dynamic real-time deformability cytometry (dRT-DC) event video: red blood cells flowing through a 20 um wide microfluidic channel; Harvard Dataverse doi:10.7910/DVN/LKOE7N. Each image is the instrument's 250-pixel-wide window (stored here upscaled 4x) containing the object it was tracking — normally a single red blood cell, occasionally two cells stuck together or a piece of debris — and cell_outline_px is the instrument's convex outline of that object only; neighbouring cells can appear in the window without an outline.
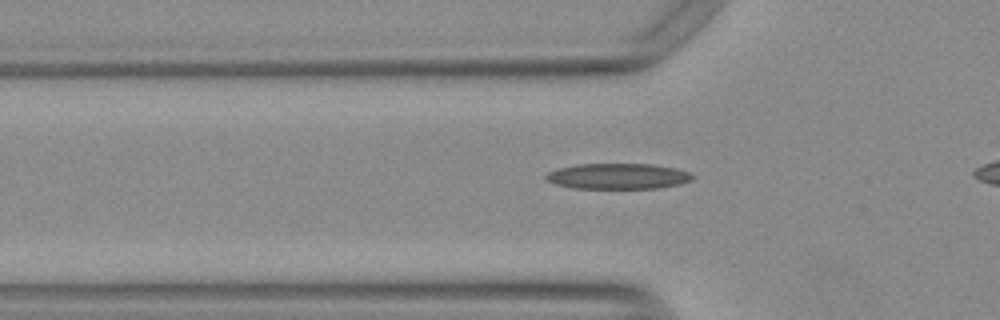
{"species": "Egyptian fruit bat (a non-hibernating species)", "species_latin": "Rousettus aegyptiacus", "temperature_condition": "warm", "stored_images_in_passage": 32, "camera_frame_rate_fps": 3000, "um_per_image_px": 0.085, "animal": {"sex": "female"}, "frame": {"image": 1, "passage_image": 4, "time_ms": 1.0, "image_size_px": [1000, 320], "cell_outline_px": [[692, 180], [680, 184], [656, 188], [572, 188], [556, 184], [548, 180], [544, 176], [548, 172], [560, 168], [576, 164], [652, 164], [676, 168], [692, 172]], "centroid_in_image_um": [52.55, 14.97], "position_along_channel_um": 73.2, "area_um2": 21.85}}
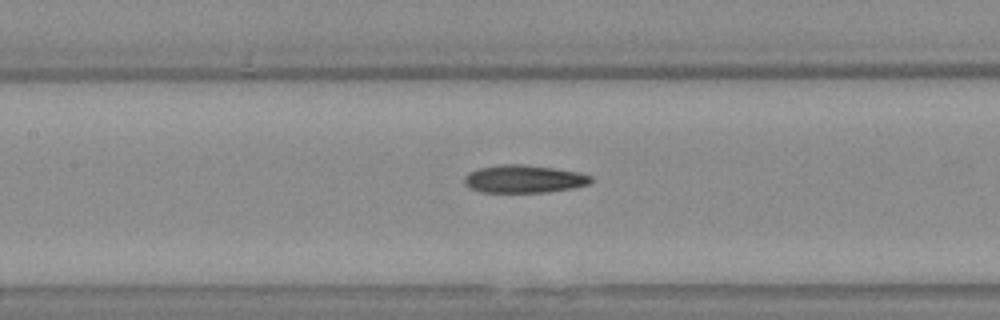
{"frame": {"image": 2, "passage_image": 11, "time_ms": 3.333, "image_size_px": [1000, 320], "cell_outline_px": [[592, 180], [588, 184], [572, 188], [548, 192], [480, 192], [464, 184], [464, 176], [468, 172], [480, 168], [500, 164], [524, 164], [552, 168], [576, 172], [592, 176]], "centroid_in_image_um": [44.5, 15.21], "position_along_channel_um": 162.9, "area_um2": 20.4}}
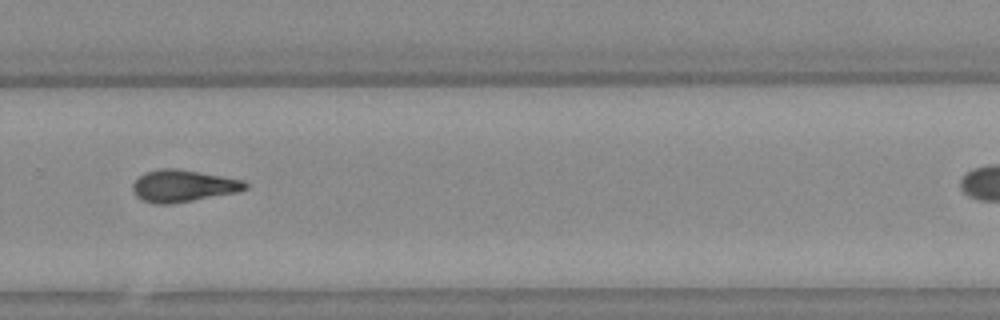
{"frame": {"image": 3, "passage_image": 23, "time_ms": 7.333, "image_size_px": [1000, 320], "cell_outline_px": [[248, 188], [236, 192], [172, 204], [152, 204], [136, 196], [132, 188], [132, 184], [144, 172], [160, 168], [176, 168], [200, 172], [244, 180], [248, 184]], "centroid_in_image_um": [15.55, 15.79], "position_along_channel_um": 314.3, "area_um2": 20.98}}